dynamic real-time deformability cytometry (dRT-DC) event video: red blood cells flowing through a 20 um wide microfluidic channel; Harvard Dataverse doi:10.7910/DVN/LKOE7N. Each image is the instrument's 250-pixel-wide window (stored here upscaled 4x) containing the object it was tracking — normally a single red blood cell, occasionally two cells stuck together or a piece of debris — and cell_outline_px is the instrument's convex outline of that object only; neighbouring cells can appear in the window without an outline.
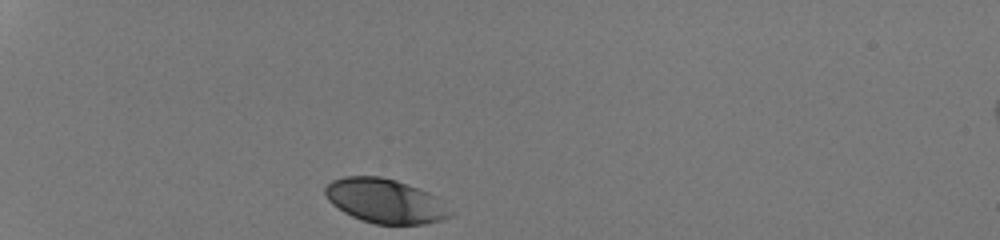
{"species": "human", "species_latin": "Homo sapiens", "temperature_condition": "room temperature", "stored_images_in_passage": 30, "camera_frame_rate_fps": 3000, "um_per_image_px": 0.085, "donor": {"sex": "male"}, "frame": {"image": 1, "passage_image": 1, "time_ms": 0.0, "image_size_px": [1000, 240], "cell_outline_px": [[456, 212], [440, 220], [424, 224], [376, 224], [360, 220], [344, 212], [332, 204], [328, 200], [324, 192], [324, 188], [332, 180], [344, 176], [380, 176], [396, 180], [428, 192], [436, 196]], "centroid_in_image_um": [32.74, 17.08], "position_along_channel_um": 52.3, "area_um2": 32.37}}
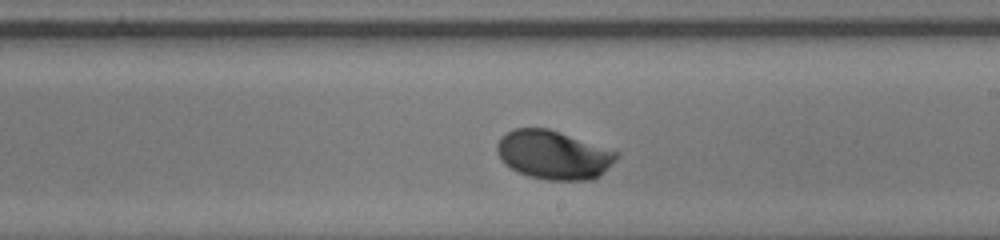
{"frame": {"image": 2, "passage_image": 18, "time_ms": 5.667, "image_size_px": [1000, 240], "cell_outline_px": [[620, 156], [600, 176], [592, 180], [548, 180], [528, 176], [516, 172], [504, 164], [500, 160], [496, 152], [496, 144], [500, 136], [512, 128], [548, 128], [620, 152]], "centroid_in_image_um": [47.02, 13.16], "position_along_channel_um": 242.0, "area_um2": 34.45}}
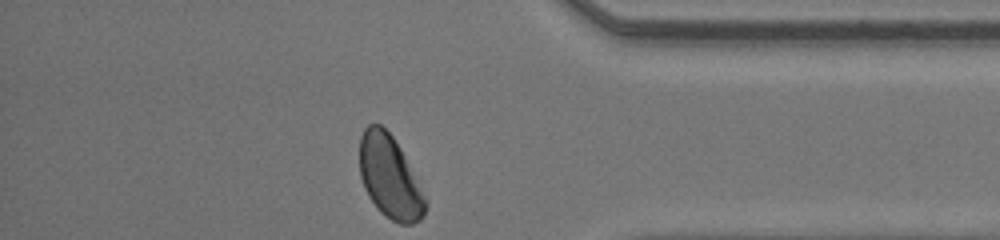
{"frame": {"image": 3, "passage_image": 30, "time_ms": 9.667, "image_size_px": [1000, 240], "cell_outline_px": [[428, 204], [424, 216], [420, 220], [412, 224], [400, 224], [384, 216], [376, 208], [368, 196], [364, 188], [360, 176], [360, 136], [364, 128], [368, 124], [380, 124], [392, 136], [400, 148], [428, 200]], "centroid_in_image_um": [33.14, 15.09], "position_along_channel_um": 402.1, "area_um2": 31.91}, "authors_computed_cell_mechanics": {"area_um2": 33.3217, "velocity_mm_per_s": 4.2431, "shape_relaxation_time_tau1_ms": 1.4103, "shape_relaxation_time_tau2_ms": null, "deformation_change_tau1": 0.1055, "deformation_change_tau2": null}}